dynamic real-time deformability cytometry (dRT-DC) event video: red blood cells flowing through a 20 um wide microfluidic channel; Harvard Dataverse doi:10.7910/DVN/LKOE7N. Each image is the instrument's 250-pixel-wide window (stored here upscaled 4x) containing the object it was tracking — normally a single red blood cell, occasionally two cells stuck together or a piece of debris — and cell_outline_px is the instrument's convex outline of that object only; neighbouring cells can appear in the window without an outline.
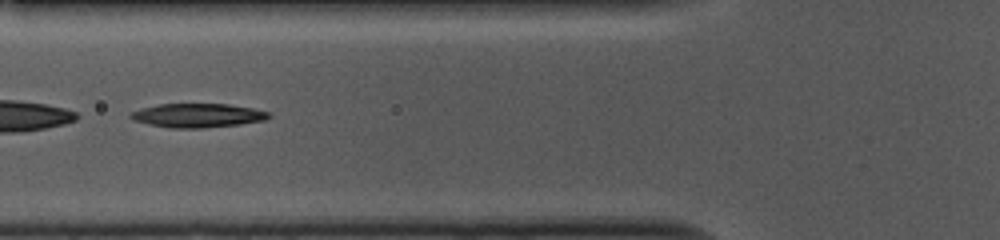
{"species": "common noctule bat (a hibernating species)", "species_latin": "Nyctalus noctula", "temperature_condition": "cold", "stored_images_in_passage": 39, "camera_frame_rate_fps": 3000, "um_per_image_px": 0.085, "animal": {"sex": "female", "body_mass_g": 10.0, "forearm_length_mm": 53.1}, "frame": {"image": 1, "passage_image": 6, "time_ms": 1.667, "image_size_px": [1000, 240], "cell_outline_px": [[272, 116], [264, 120], [240, 124], [200, 128], [168, 128], [148, 124], [132, 120], [128, 116], [132, 112], [140, 108], [160, 104], [228, 104], [252, 108], [268, 112]], "centroid_in_image_um": [16.76, 9.81], "position_along_channel_um": 109.0, "area_um2": 19.25}, "authors_computed_cell_mechanics": {"area_um2": 19.2474, "velocity_mm_per_s": 3.7463, "shape_relaxation_time_tau1_ms": 3.9001, "shape_relaxation_time_tau2_ms": null, "deformation_change_tau1": 0.1605, "deformation_change_tau2": null}}